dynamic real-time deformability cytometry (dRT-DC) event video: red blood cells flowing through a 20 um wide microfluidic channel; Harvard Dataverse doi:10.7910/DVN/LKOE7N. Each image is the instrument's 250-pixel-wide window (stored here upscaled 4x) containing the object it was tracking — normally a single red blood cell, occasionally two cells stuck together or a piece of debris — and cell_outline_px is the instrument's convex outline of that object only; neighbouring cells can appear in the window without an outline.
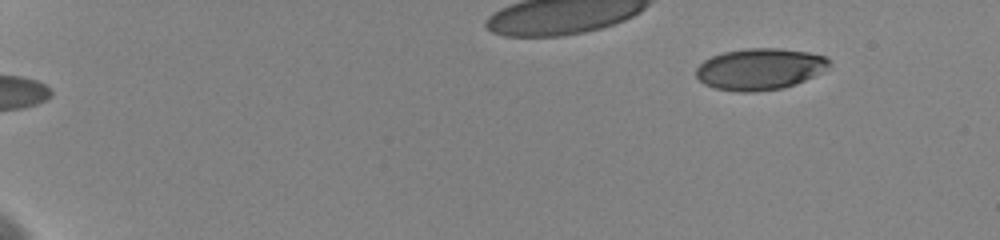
{"species": "human", "species_latin": "Homo sapiens", "temperature_condition": "cold", "stored_images_in_passage": 27, "camera_frame_rate_fps": 3000, "um_per_image_px": 0.085, "donor": {"sex": "female"}, "frame": {"image": 1, "passage_image": 1, "time_ms": 0.0, "image_size_px": [1000, 240], "cell_outline_px": [[828, 64], [820, 72], [804, 80], [780, 88], [752, 92], [740, 92], [716, 88], [704, 84], [696, 76], [696, 68], [704, 60], [712, 56], [724, 52], [748, 48], [780, 48], [808, 52], [824, 56], [828, 60]], "centroid_in_image_um": [64.52, 5.86], "position_along_channel_um": 20.5, "area_um2": 31.62}}
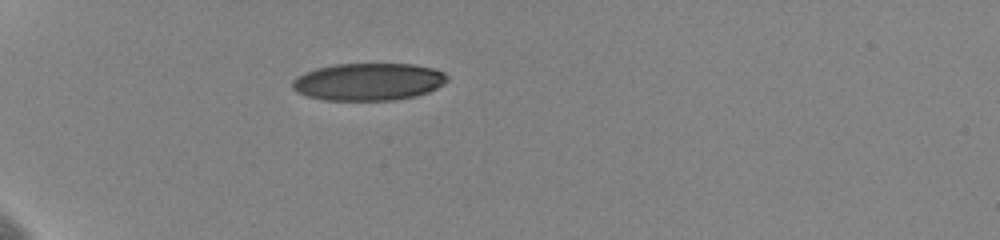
{"frame": {"image": 2, "passage_image": 23, "time_ms": 4.333, "image_size_px": [1000, 240], "cell_outline_px": [[448, 80], [444, 84], [428, 92], [416, 96], [396, 100], [324, 100], [308, 96], [296, 92], [292, 88], [292, 80], [296, 76], [304, 72], [316, 68], [332, 64], [412, 64], [436, 68], [444, 72], [448, 76]], "centroid_in_image_um": [31.32, 6.94], "position_along_channel_um": 53.7, "area_um2": 34.1}}